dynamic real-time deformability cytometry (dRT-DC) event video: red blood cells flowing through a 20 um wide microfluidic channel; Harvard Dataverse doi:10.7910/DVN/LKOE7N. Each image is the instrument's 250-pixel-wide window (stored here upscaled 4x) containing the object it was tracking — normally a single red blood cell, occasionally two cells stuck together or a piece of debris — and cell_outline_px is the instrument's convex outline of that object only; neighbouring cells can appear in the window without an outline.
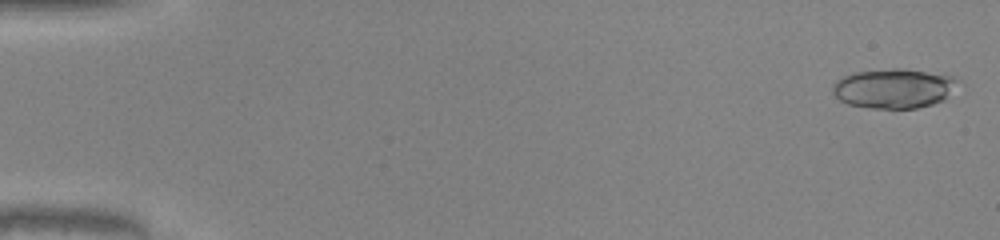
{"species": "common noctule bat (a hibernating species)", "species_latin": "Nyctalus noctula", "temperature_condition": "warm", "stored_images_in_passage": 50, "camera_frame_rate_fps": 3000, "um_per_image_px": 0.085, "animal": {"sex": "male", "body_mass_g": 20.0, "forearm_length_mm": 53.3}, "frame": {"image": 1, "passage_image": 1, "time_ms": 0.0, "image_size_px": [1000, 240], "cell_outline_px": [[964, 84], [944, 100], [932, 104], [916, 108], [872, 108], [848, 104], [840, 100], [832, 92], [832, 84], [836, 80], [844, 76], [856, 72], [892, 68], [904, 68], [956, 76]], "centroid_in_image_um": [76.08, 7.5], "position_along_channel_um": 8.9, "area_um2": 29.48}}
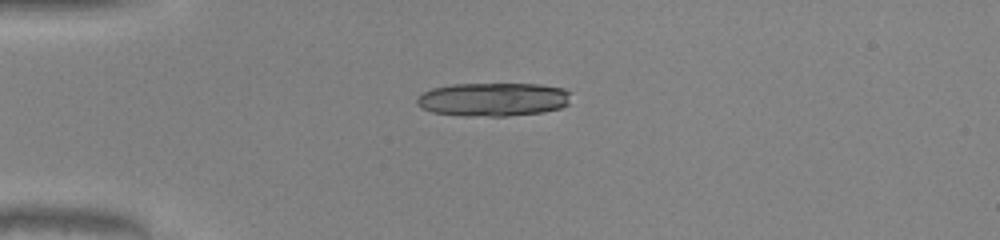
{"frame": {"image": 2, "passage_image": 13, "time_ms": 4.0, "image_size_px": [1000, 240], "cell_outline_px": [[568, 104], [560, 108], [544, 112], [508, 116], [464, 116], [432, 112], [420, 108], [416, 104], [416, 100], [424, 92], [432, 88], [452, 84], [540, 84], [564, 88], [568, 92]], "centroid_in_image_um": [41.9, 8.45], "position_along_channel_um": 43.1, "area_um2": 30.23}, "authors_computed_cell_mechanics": {"area_um2": 28.4665, "velocity_mm_per_s": 4.1207, "shape_relaxation_time_tau1_ms": 1.4813, "shape_relaxation_time_tau2_ms": 1.5592, "deformation_change_tau1": 0.3367, "deformation_change_tau2": 0.0629}}